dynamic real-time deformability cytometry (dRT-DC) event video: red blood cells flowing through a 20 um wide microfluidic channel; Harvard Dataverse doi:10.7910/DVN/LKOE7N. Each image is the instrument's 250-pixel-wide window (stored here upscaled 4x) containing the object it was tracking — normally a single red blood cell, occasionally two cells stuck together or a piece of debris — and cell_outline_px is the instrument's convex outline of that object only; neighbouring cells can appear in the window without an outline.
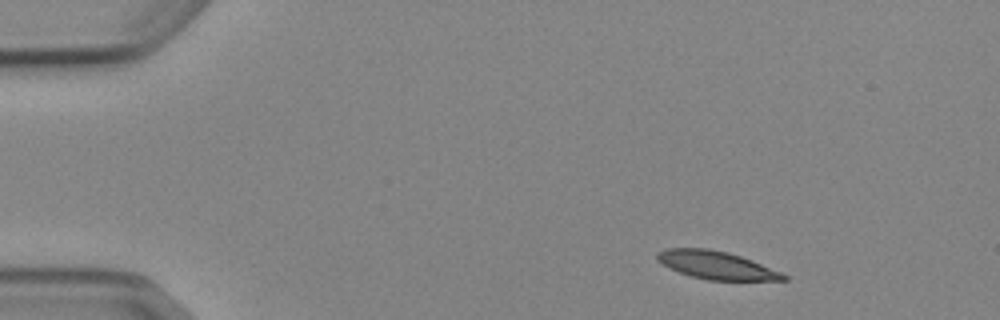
{"species": "Egyptian fruit bat (a non-hibernating species)", "species_latin": "Rousettus aegyptiacus", "temperature_condition": "cold", "stored_images_in_passage": 3, "camera_frame_rate_fps": 3000, "um_per_image_px": 0.085, "animal": {"sex": "female"}, "frame": {"image": 1, "passage_image": 1, "time_ms": 0.0, "image_size_px": [1000, 320], "cell_outline_px": [[788, 280], [708, 280], [692, 276], [668, 268], [656, 260], [656, 252], [664, 248], [708, 248], [728, 252], [752, 260], [780, 272], [788, 276]], "centroid_in_image_um": [60.84, 22.52], "position_along_channel_um": 24.2, "area_um2": 20.58}}